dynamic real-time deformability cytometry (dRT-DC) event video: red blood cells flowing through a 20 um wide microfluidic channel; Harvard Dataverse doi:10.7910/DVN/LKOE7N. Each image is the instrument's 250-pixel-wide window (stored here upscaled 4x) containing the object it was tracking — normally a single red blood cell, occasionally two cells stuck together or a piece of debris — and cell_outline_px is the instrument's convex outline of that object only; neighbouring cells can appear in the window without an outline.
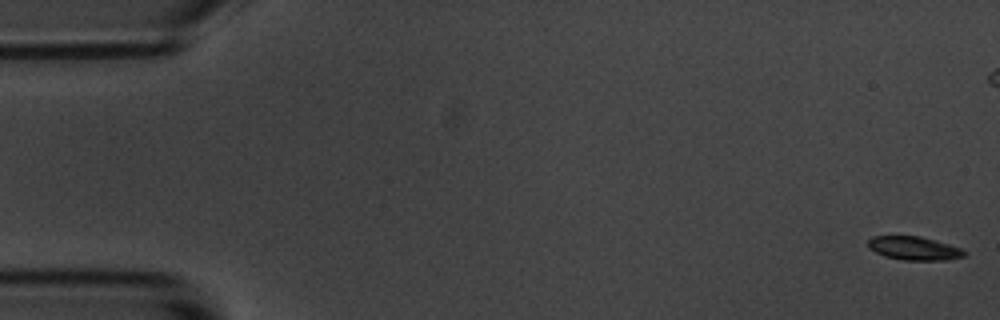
{"species": "common noctule bat (a hibernating species)", "species_latin": "Nyctalus noctula", "temperature_condition": "room temperature", "stored_images_in_passage": 56, "camera_frame_rate_fps": 3000, "um_per_image_px": 0.085, "animal": {"sex": "male", "body_mass_g": 20.1, "forearm_length_mm": 53.5}, "frame": {"image": 1, "passage_image": 1, "time_ms": 0.0, "image_size_px": [1000, 320], "cell_outline_px": [[964, 256], [944, 260], [904, 260], [884, 256], [868, 248], [868, 240], [872, 236], [920, 236], [936, 240], [960, 248], [964, 252]], "centroid_in_image_um": [77.65, 21.1], "position_along_channel_um": 7.4, "area_um2": 13.06}}
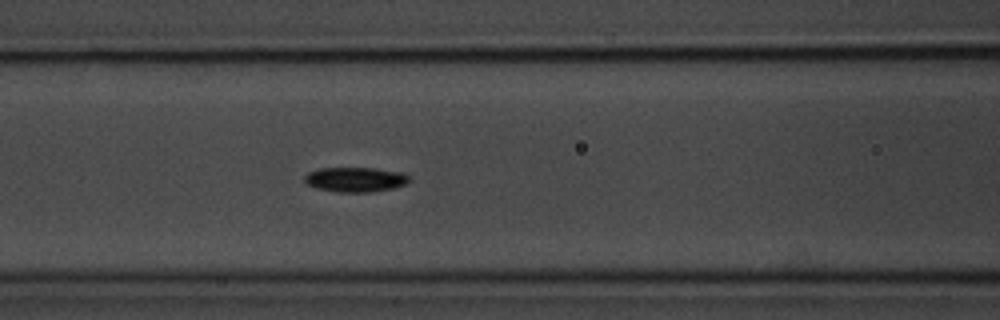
{"frame": {"image": 2, "passage_image": 23, "time_ms": 7.333, "image_size_px": [1000, 320], "cell_outline_px": [[412, 180], [404, 184], [392, 188], [368, 192], [340, 192], [316, 188], [308, 184], [304, 180], [304, 176], [308, 172], [320, 168], [376, 168], [404, 172]], "centroid_in_image_um": [30.22, 15.24], "position_along_channel_um": 136.4, "area_um2": 15.09}}
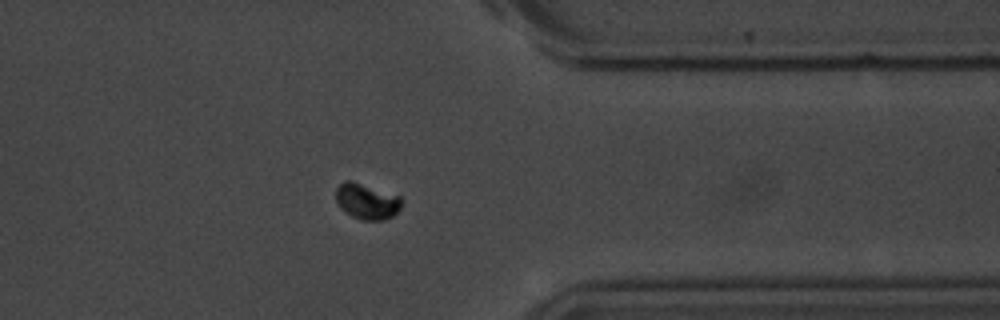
{"frame": {"image": 3, "passage_image": 44, "time_ms": 14.333, "image_size_px": [1000, 320], "cell_outline_px": [[404, 200], [400, 208], [392, 216], [384, 220], [360, 220], [344, 212], [340, 208], [336, 200], [336, 188], [344, 180], [352, 180], [400, 196]], "centroid_in_image_um": [31.17, 17.11], "position_along_channel_um": 380.2, "area_um2": 13.87}, "authors_computed_cell_mechanics": {"area_um2": 13.9587, "velocity_mm_per_s": 3.6196, "shape_relaxation_time_tau1_ms": 4.3221, "shape_relaxation_time_tau2_ms": null, "deformation_change_tau1": 0.1675, "deformation_change_tau2": null}}